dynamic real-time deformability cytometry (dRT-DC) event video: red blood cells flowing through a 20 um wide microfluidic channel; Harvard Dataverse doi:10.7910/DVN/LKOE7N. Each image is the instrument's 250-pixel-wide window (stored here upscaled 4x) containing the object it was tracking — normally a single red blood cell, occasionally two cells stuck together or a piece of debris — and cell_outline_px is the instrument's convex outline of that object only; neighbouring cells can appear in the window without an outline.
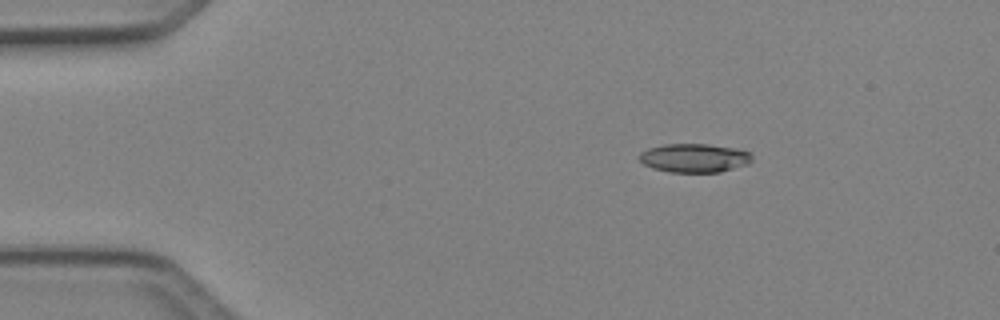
{"species": "Egyptian fruit bat (a non-hibernating species)", "species_latin": "Rousettus aegyptiacus", "temperature_condition": "cold", "stored_images_in_passage": 42, "camera_frame_rate_fps": 3000, "um_per_image_px": 0.085, "animal": {"sex": "female"}, "frame": {"image": 1, "passage_image": 1, "time_ms": 0.0, "image_size_px": [1000, 320], "cell_outline_px": [[752, 160], [748, 164], [720, 172], [668, 172], [652, 168], [644, 164], [636, 156], [640, 152], [648, 148], [664, 144], [708, 144], [736, 148], [748, 152], [752, 156]], "centroid_in_image_um": [58.98, 13.42], "position_along_channel_um": 26.0, "area_um2": 19.02}}
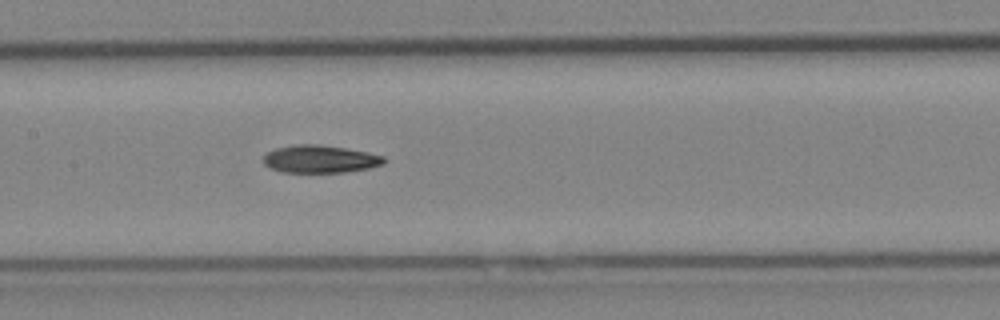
{"frame": {"image": 2, "passage_image": 17, "time_ms": 5.333, "image_size_px": [1000, 320], "cell_outline_px": [[388, 160], [384, 164], [368, 168], [344, 172], [280, 172], [264, 164], [264, 156], [268, 152], [276, 148], [296, 144], [320, 144], [368, 152], [384, 156]], "centroid_in_image_um": [27.24, 13.51], "position_along_channel_um": 180.2, "area_um2": 19.42}}
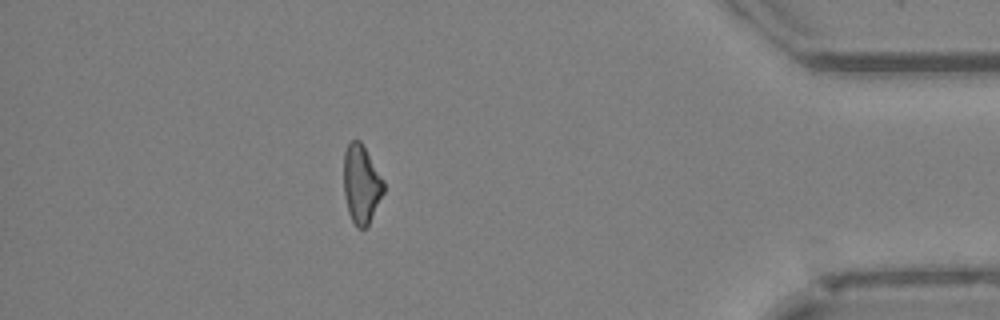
{"frame": {"image": 3, "passage_image": 36, "time_ms": 11.667, "image_size_px": [1000, 320], "cell_outline_px": [[384, 192], [368, 224], [364, 228], [356, 228], [348, 212], [344, 196], [344, 152], [348, 144], [352, 140], [360, 140], [384, 180]], "centroid_in_image_um": [30.7, 15.65], "position_along_channel_um": 404.5, "area_um2": 18.15}, "authors_computed_cell_mechanics": {"area_um2": 19.3341, "velocity_mm_per_s": 4.227, "shape_relaxation_time_tau1_ms": 6.4075, "shape_relaxation_time_tau2_ms": 10.7782, "deformation_change_tau1": 0.1693, "deformation_change_tau2": 0.2415}}